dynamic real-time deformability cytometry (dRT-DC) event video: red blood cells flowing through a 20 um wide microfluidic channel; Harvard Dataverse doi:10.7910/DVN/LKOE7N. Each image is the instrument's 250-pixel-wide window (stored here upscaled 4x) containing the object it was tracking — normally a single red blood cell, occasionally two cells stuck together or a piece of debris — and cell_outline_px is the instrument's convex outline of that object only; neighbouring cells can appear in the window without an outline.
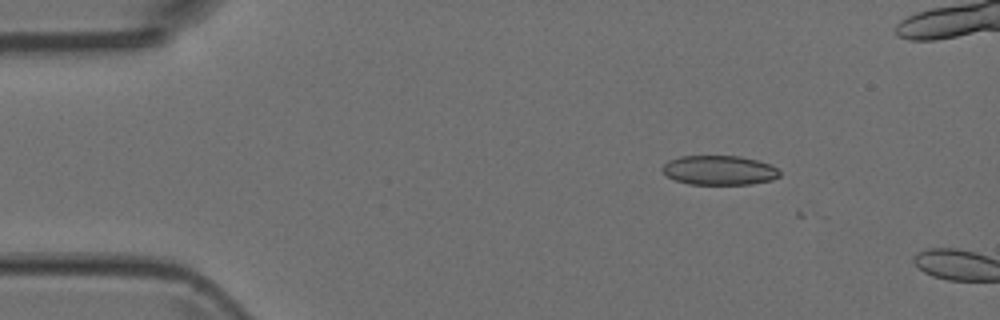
{"species": "Egyptian fruit bat (a non-hibernating species)", "species_latin": "Rousettus aegyptiacus", "temperature_condition": "room temperature", "stored_images_in_passage": 3, "camera_frame_rate_fps": 3000, "um_per_image_px": 0.085, "animal": {"sex": "female"}, "frame": {"image": 1, "passage_image": 2, "time_ms": 0.333, "image_size_px": [1000, 320], "cell_outline_px": [[780, 176], [772, 180], [752, 184], [688, 184], [676, 180], [668, 176], [660, 168], [668, 160], [680, 156], [740, 156], [756, 160], [768, 164], [776, 168], [780, 172]], "centroid_in_image_um": [61.12, 14.47], "position_along_channel_um": 23.9, "area_um2": 20.06}}